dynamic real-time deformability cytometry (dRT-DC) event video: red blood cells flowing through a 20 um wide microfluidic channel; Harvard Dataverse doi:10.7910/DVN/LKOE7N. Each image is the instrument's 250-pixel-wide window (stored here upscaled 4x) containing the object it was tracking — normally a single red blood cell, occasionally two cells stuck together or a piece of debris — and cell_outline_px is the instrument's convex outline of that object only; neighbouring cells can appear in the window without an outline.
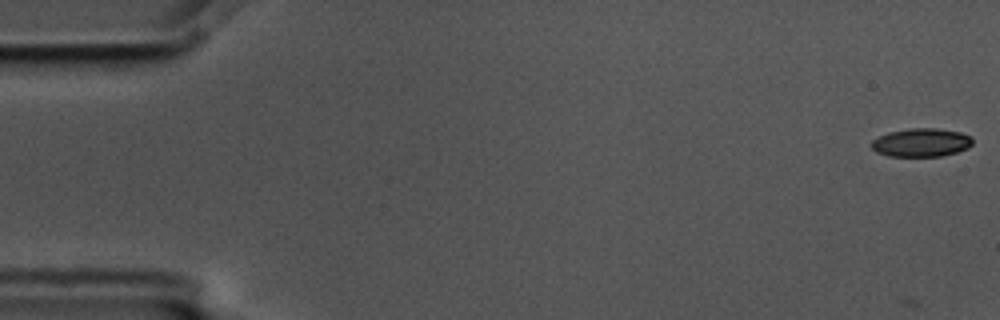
{"species": "common noctule bat (a hibernating species)", "species_latin": "Nyctalus noctula", "temperature_condition": "cold", "stored_images_in_passage": 14, "camera_frame_rate_fps": 3000, "um_per_image_px": 0.085, "animal": {"sex": "male", "body_mass_g": 17.5, "forearm_length_mm": 52.3}, "frame": {"image": 1, "passage_image": 1, "time_ms": 0.0, "image_size_px": [1000, 320], "cell_outline_px": [[972, 144], [968, 148], [956, 152], [940, 156], [888, 156], [876, 152], [872, 148], [872, 140], [888, 132], [908, 128], [936, 128], [960, 132], [972, 136]], "centroid_in_image_um": [78.31, 12.11], "position_along_channel_um": 6.7, "area_um2": 16.76}}